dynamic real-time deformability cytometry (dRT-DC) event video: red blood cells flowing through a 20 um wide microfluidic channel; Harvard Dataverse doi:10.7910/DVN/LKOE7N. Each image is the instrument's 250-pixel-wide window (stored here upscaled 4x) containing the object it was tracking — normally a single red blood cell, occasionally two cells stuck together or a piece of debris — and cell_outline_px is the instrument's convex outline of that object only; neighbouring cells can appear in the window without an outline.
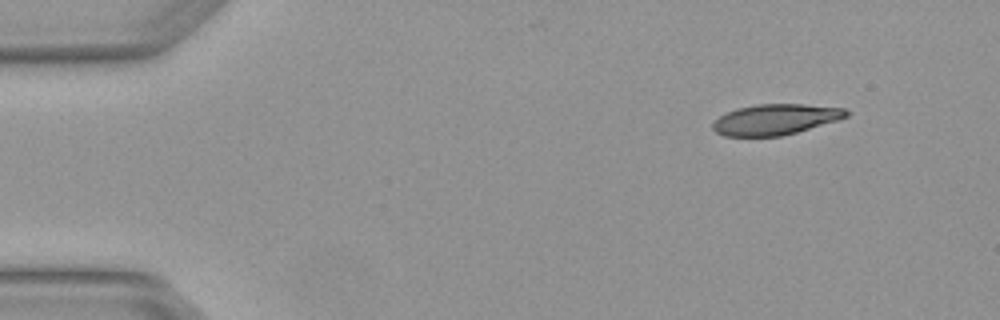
{"species": "Egyptian fruit bat (a non-hibernating species)", "species_latin": "Rousettus aegyptiacus", "temperature_condition": "warm", "stored_images_in_passage": 5, "camera_frame_rate_fps": 3000, "um_per_image_px": 0.085, "animal": {"sex": "female"}, "frame": {"image": 1, "passage_image": 1, "time_ms": 0.0, "image_size_px": [1000, 320], "cell_outline_px": [[852, 112], [848, 116], [836, 120], [796, 132], [780, 136], [724, 136], [716, 132], [712, 128], [712, 124], [720, 116], [736, 108], [756, 104], [804, 104], [844, 108]], "centroid_in_image_um": [65.91, 10.14], "position_along_channel_um": 19.1, "area_um2": 23.7}}
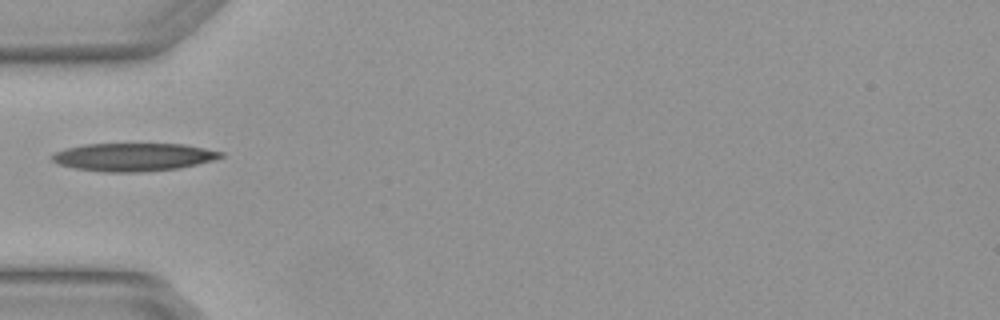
{"frame": {"image": 2, "passage_image": 4, "time_ms": 1.0, "image_size_px": [1000, 320], "cell_outline_px": [[224, 156], [212, 160], [180, 168], [136, 172], [104, 172], [76, 168], [56, 164], [52, 160], [52, 156], [56, 152], [64, 148], [84, 144], [184, 144], [224, 152]], "centroid_in_image_um": [11.32, 13.34], "position_along_channel_um": 73.7, "area_um2": 27.46}}
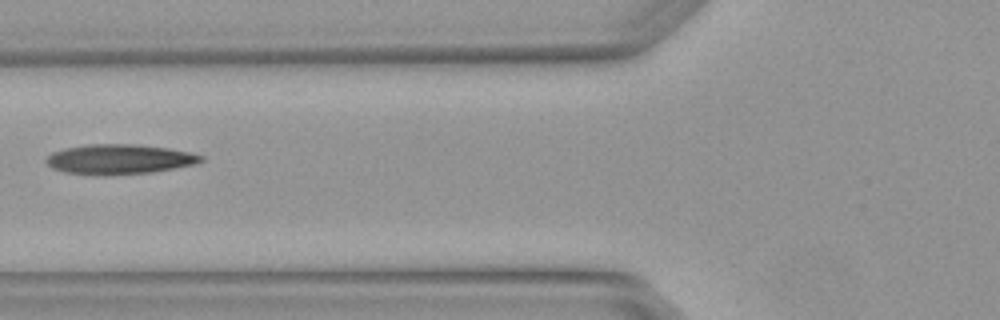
{"frame": {"image": 3, "passage_image": 5, "time_ms": 1.333, "image_size_px": [1000, 320], "cell_outline_px": [[204, 160], [192, 164], [176, 168], [152, 172], [108, 176], [96, 176], [64, 172], [52, 168], [44, 160], [52, 152], [64, 148], [88, 144], [136, 144], [168, 148], [188, 152], [204, 156]], "centroid_in_image_um": [10.1, 13.55], "position_along_channel_um": 115.7, "area_um2": 27.22}}